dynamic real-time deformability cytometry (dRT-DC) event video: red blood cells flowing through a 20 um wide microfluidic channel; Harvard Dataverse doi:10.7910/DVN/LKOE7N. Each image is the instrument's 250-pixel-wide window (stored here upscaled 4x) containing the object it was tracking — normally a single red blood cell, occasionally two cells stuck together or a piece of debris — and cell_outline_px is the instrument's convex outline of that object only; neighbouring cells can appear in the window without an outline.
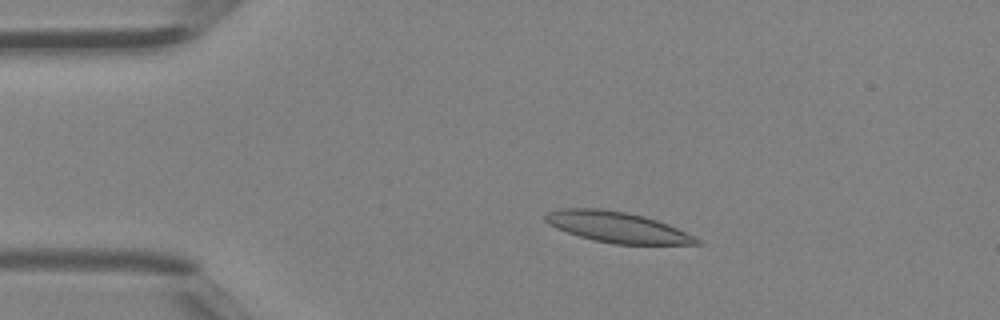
{"species": "Egyptian fruit bat (a non-hibernating species)", "species_latin": "Rousettus aegyptiacus", "temperature_condition": "room temperature", "stored_images_in_passage": 43, "camera_frame_rate_fps": 3000, "um_per_image_px": 0.085, "animal": {"sex": "female"}, "frame": {"image": 1, "passage_image": 7, "time_ms": 2.0, "image_size_px": [1000, 320], "cell_outline_px": [[704, 244], [612, 244], [592, 240], [556, 228], [544, 220], [544, 216], [548, 212], [560, 208], [596, 208], [624, 212], [644, 216], [668, 224], [700, 240]], "centroid_in_image_um": [52.43, 19.31], "position_along_channel_um": 32.6, "area_um2": 26.76}}
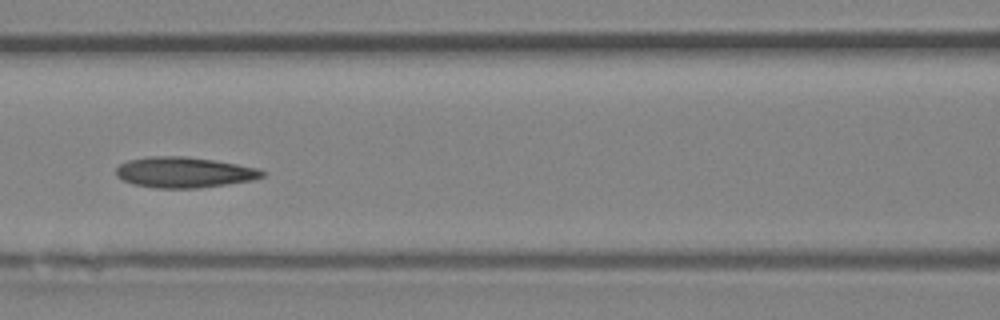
{"frame": {"image": 2, "passage_image": 18, "time_ms": 5.667, "image_size_px": [1000, 320], "cell_outline_px": [[264, 176], [252, 180], [200, 188], [156, 188], [136, 184], [124, 180], [116, 176], [116, 168], [120, 164], [128, 160], [148, 156], [184, 156], [212, 160], [236, 164], [256, 168], [264, 172]], "centroid_in_image_um": [15.62, 14.64], "position_along_channel_um": 151.0, "area_um2": 25.84}}
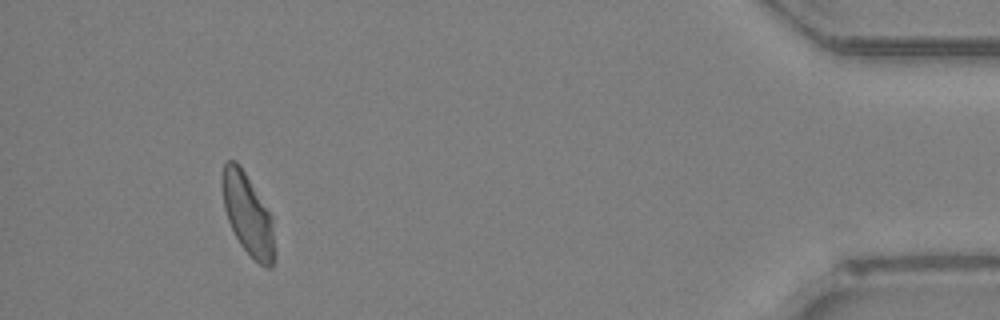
{"frame": {"image": 3, "passage_image": 40, "time_ms": 13.0, "image_size_px": [1000, 320], "cell_outline_px": [[276, 252], [272, 268], [264, 268], [240, 244], [228, 220], [224, 208], [220, 184], [220, 180], [224, 164], [228, 160], [236, 160], [240, 164], [272, 216]], "centroid_in_image_um": [21.07, 18.21], "position_along_channel_um": 414.1, "area_um2": 25.09}, "authors_computed_cell_mechanics": {"area_um2": 25.5476, "velocity_mm_per_s": 4.5105, "shape_relaxation_time_tau1_ms": null, "shape_relaxation_time_tau2_ms": 2.4387, "deformation_change_tau1": null, "deformation_change_tau2": 0.1013}}